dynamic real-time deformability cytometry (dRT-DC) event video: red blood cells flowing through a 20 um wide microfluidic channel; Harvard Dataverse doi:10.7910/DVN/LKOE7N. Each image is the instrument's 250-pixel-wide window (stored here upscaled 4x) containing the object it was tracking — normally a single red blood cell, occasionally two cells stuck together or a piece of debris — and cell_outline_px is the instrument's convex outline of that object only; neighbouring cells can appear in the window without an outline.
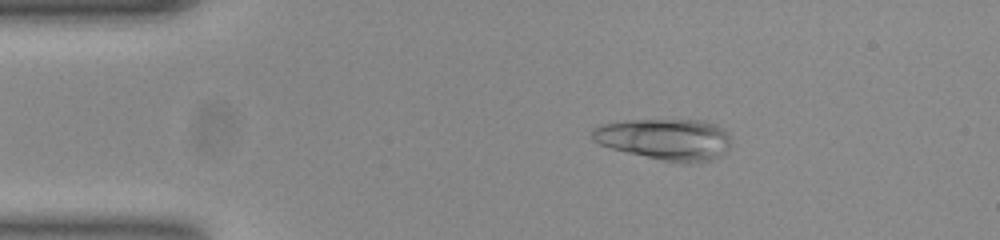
{"species": "common noctule bat (a hibernating species)", "species_latin": "Nyctalus noctula", "temperature_condition": "room temperature", "stored_images_in_passage": 22, "camera_frame_rate_fps": 3000, "um_per_image_px": 0.085, "animal": {"sex": "female", "body_mass_g": 23.0, "forearm_length_mm": 53.4}, "frame": {"image": 1, "passage_image": 9, "time_ms": 2.667, "image_size_px": [1000, 240], "cell_outline_px": [[728, 148], [716, 156], [708, 160], [664, 160], [628, 152], [612, 148], [600, 144], [592, 140], [592, 128], [604, 124], [624, 120], [704, 120], [724, 128], [728, 132]], "centroid_in_image_um": [56.48, 11.78], "position_along_channel_um": 28.5, "area_um2": 32.37}}